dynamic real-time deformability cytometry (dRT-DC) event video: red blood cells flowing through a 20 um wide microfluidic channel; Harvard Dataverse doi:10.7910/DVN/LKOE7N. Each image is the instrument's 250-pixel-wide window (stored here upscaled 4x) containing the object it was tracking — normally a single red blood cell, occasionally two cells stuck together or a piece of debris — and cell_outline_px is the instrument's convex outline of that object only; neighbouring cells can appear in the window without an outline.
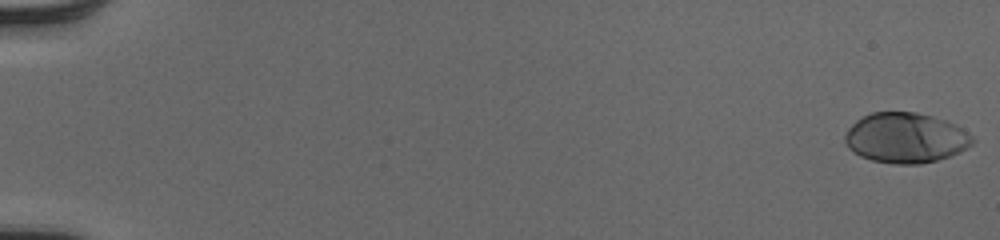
{"species": "human", "species_latin": "Homo sapiens", "temperature_condition": "cold", "stored_images_in_passage": 53, "camera_frame_rate_fps": 3000, "um_per_image_px": 0.085, "donor": {"sex": "male"}, "frame": {"image": 1, "passage_image": 1, "time_ms": 0.0, "image_size_px": [1000, 240], "cell_outline_px": [[976, 140], [972, 144], [948, 156], [936, 160], [920, 164], [896, 164], [872, 160], [860, 156], [852, 152], [848, 148], [844, 140], [844, 136], [848, 128], [856, 120], [872, 112], [916, 112], [948, 120], [968, 132]], "centroid_in_image_um": [76.96, 11.71], "position_along_channel_um": 8.0, "area_um2": 37.28}}
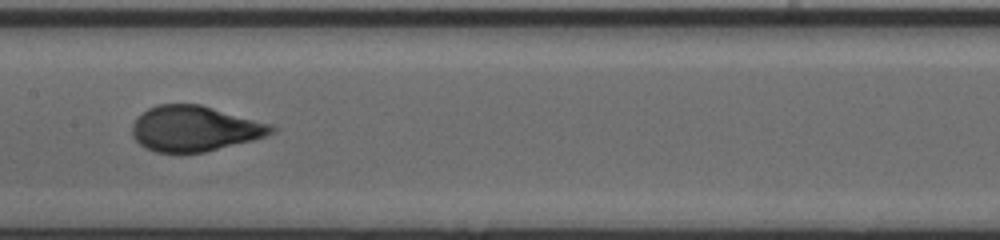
{"frame": {"image": 2, "passage_image": 29, "time_ms": 9.333, "image_size_px": [1000, 240], "cell_outline_px": [[280, 128], [276, 132], [252, 140], [204, 152], [180, 156], [156, 152], [144, 148], [132, 136], [132, 124], [136, 116], [148, 108], [156, 104], [200, 104], [272, 124]], "centroid_in_image_um": [16.51, 10.96], "position_along_channel_um": 190.9, "area_um2": 37.74}}
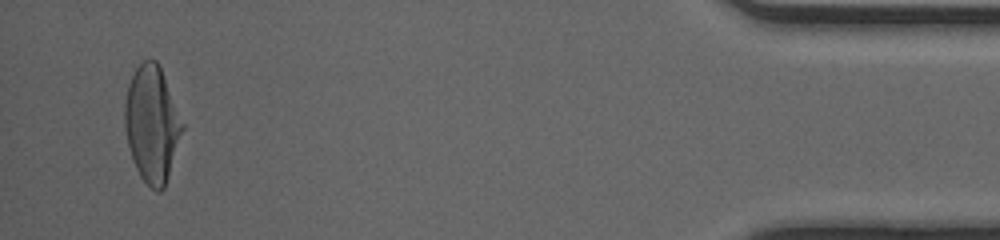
{"frame": {"image": 3, "passage_image": 51, "time_ms": 16.667, "image_size_px": [1000, 240], "cell_outline_px": [[184, 128], [164, 188], [160, 192], [156, 192], [140, 176], [136, 168], [128, 144], [124, 124], [124, 104], [128, 84], [136, 68], [144, 60], [156, 60], [160, 68], [184, 124]], "centroid_in_image_um": [12.91, 10.55], "position_along_channel_um": 422.3, "area_um2": 38.49}, "authors_computed_cell_mechanics": {"area_um2": 37.1076, "velocity_mm_per_s": 4.0798, "shape_relaxation_time_tau1_ms": 3.8194, "shape_relaxation_time_tau2_ms": null, "deformation_change_tau1": 0.2055, "deformation_change_tau2": null}}